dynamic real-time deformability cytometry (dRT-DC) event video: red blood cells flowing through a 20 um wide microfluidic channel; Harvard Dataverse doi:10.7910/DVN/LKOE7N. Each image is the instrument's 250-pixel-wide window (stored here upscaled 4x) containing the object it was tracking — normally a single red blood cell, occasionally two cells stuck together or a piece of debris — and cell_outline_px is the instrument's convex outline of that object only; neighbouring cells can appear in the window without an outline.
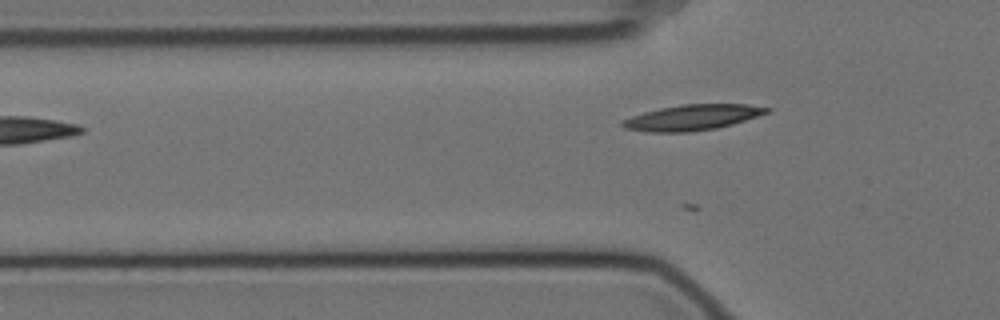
{"species": "Egyptian fruit bat (a non-hibernating species)", "species_latin": "Rousettus aegyptiacus", "temperature_condition": "cold", "stored_images_in_passage": 15, "camera_frame_rate_fps": 3000, "um_per_image_px": 0.085, "animal": {"sex": "female"}, "frame": {"image": 1, "passage_image": 4, "time_ms": 1.0, "image_size_px": [1000, 320], "cell_outline_px": [[772, 108], [768, 112], [732, 124], [716, 128], [688, 132], [648, 132], [624, 128], [620, 124], [620, 120], [644, 112], [660, 108], [680, 104], [748, 104]], "centroid_in_image_um": [58.8, 9.98], "position_along_channel_um": 67.0, "area_um2": 21.44}}
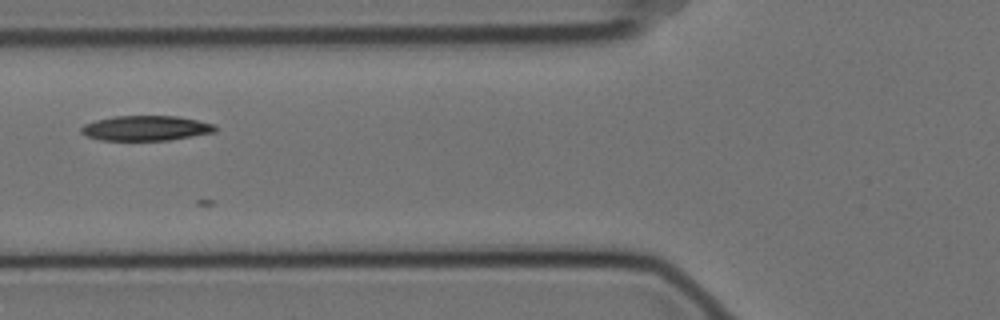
{"frame": {"image": 2, "passage_image": 8, "time_ms": 2.333, "image_size_px": [1000, 320], "cell_outline_px": [[216, 132], [168, 140], [100, 140], [84, 136], [80, 132], [80, 128], [84, 124], [96, 120], [112, 116], [176, 116], [216, 124]], "centroid_in_image_um": [12.36, 10.89], "position_along_channel_um": 113.4, "area_um2": 19.59}}
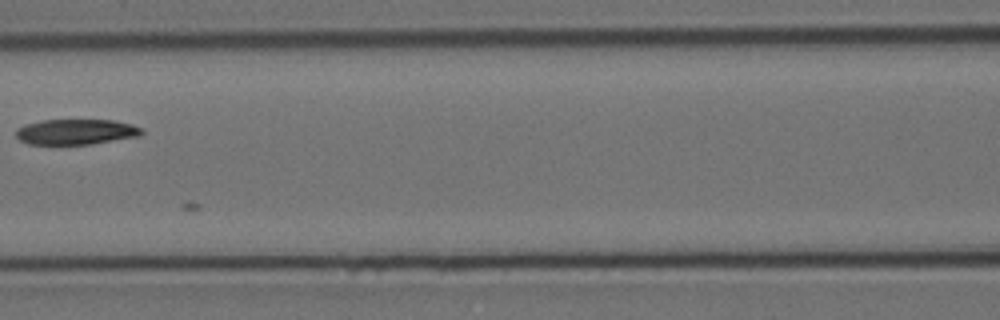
{"frame": {"image": 3, "passage_image": 12, "time_ms": 3.667, "image_size_px": [1000, 320], "cell_outline_px": [[144, 132], [140, 136], [92, 144], [28, 144], [20, 140], [16, 136], [16, 128], [24, 124], [40, 120], [116, 120], [132, 124], [144, 128]], "centroid_in_image_um": [6.48, 11.2], "position_along_channel_um": 160.1, "area_um2": 18.9}}